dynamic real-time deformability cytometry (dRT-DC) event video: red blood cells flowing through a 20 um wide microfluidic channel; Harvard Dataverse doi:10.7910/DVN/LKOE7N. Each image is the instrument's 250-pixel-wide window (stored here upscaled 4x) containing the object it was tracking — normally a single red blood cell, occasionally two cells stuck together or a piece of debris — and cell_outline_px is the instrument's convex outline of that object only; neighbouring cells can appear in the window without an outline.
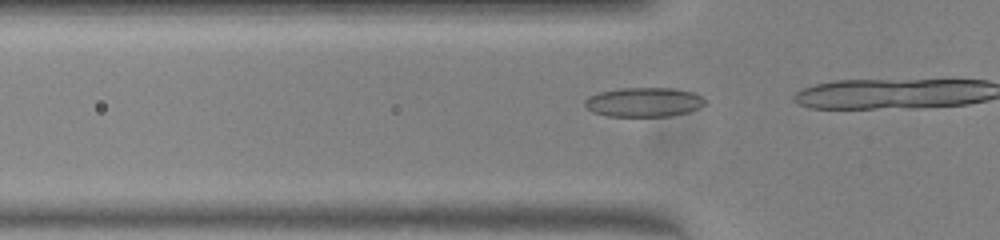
{"species": "common noctule bat (a hibernating species)", "species_latin": "Nyctalus noctula", "temperature_condition": "warm", "stored_images_in_passage": 17, "camera_frame_rate_fps": 3000, "um_per_image_px": 0.085, "animal": {"sex": "female", "body_mass_g": 23.0, "forearm_length_mm": 53.4}, "frame": {"image": 1, "passage_image": 14, "time_ms": 4.333, "image_size_px": [1000, 240], "cell_outline_px": [[704, 104], [700, 108], [688, 112], [672, 116], [608, 116], [592, 112], [584, 104], [584, 100], [588, 96], [600, 92], [620, 88], [672, 88], [692, 92], [700, 96], [704, 100]], "centroid_in_image_um": [54.71, 8.68], "position_along_channel_um": 71.1, "area_um2": 20.52}}